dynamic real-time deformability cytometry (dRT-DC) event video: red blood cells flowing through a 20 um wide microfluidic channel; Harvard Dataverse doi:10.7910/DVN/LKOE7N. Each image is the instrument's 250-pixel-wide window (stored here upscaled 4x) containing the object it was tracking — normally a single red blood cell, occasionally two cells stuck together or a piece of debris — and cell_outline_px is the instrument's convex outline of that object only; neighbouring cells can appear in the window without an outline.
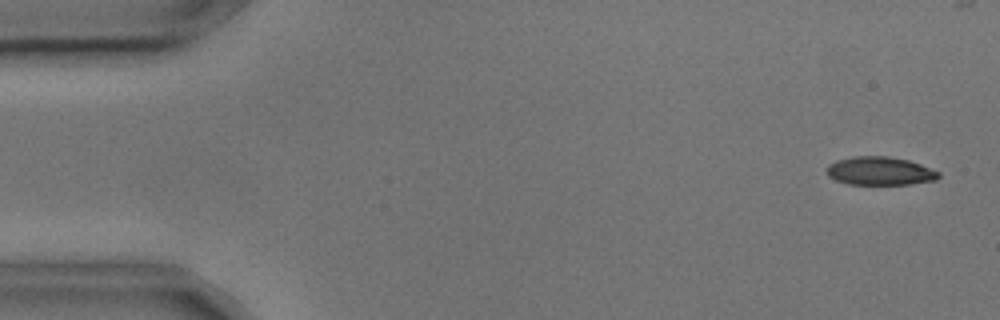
{"species": "common noctule bat (a hibernating species)", "species_latin": "Nyctalus noctula", "temperature_condition": "cold", "stored_images_in_passage": 2, "camera_frame_rate_fps": 3000, "um_per_image_px": 0.085, "animal": {"sex": "male", "body_mass_g": 17.9, "forearm_length_mm": 54.2}, "frame": {"image": 1, "passage_image": 1, "time_ms": 0.0, "image_size_px": [1000, 320], "cell_outline_px": [[940, 176], [936, 180], [908, 184], [848, 184], [836, 180], [828, 176], [828, 164], [836, 160], [852, 156], [888, 156], [908, 160], [920, 164], [940, 172]], "centroid_in_image_um": [74.79, 14.53], "position_along_channel_um": 10.2, "area_um2": 18.44}}